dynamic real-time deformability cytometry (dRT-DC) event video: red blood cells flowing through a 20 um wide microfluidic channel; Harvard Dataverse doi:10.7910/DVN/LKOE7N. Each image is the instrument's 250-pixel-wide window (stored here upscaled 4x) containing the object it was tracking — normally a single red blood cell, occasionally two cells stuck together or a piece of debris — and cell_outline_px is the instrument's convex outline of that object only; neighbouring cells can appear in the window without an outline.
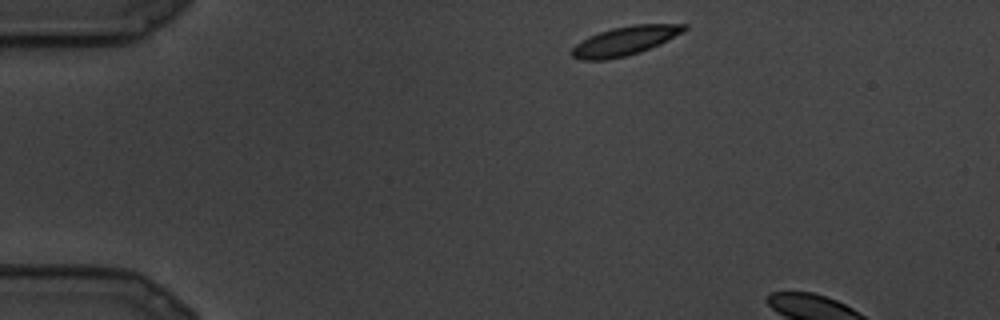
{"species": "common noctule bat (a hibernating species)", "species_latin": "Nyctalus noctula", "temperature_condition": "cold", "stored_images_in_passage": 2, "camera_frame_rate_fps": 3000, "um_per_image_px": 0.085, "animal": {"sex": "male", "body_mass_g": 19.5, "forearm_length_mm": 54.6}, "frame": {"image": 1, "passage_image": 1, "time_ms": 0.0, "image_size_px": [1000, 320], "cell_outline_px": [[688, 28], [660, 44], [640, 52], [608, 60], [580, 60], [572, 56], [572, 48], [576, 44], [588, 36], [612, 28], [632, 24], [688, 24]], "centroid_in_image_um": [53.1, 3.47], "position_along_channel_um": 31.9, "area_um2": 18.84}}